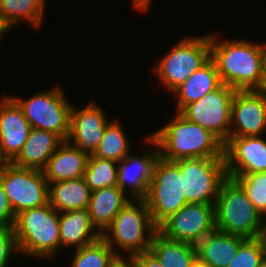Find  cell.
<instances>
[{
  "mask_svg": "<svg viewBox=\"0 0 266 267\" xmlns=\"http://www.w3.org/2000/svg\"><path fill=\"white\" fill-rule=\"evenodd\" d=\"M210 34V58L221 83L236 90H265L266 74L261 44L246 40L216 41Z\"/></svg>",
  "mask_w": 266,
  "mask_h": 267,
  "instance_id": "1",
  "label": "cell"
},
{
  "mask_svg": "<svg viewBox=\"0 0 266 267\" xmlns=\"http://www.w3.org/2000/svg\"><path fill=\"white\" fill-rule=\"evenodd\" d=\"M146 141L158 148L159 156L167 161L224 157V144L215 135L178 112Z\"/></svg>",
  "mask_w": 266,
  "mask_h": 267,
  "instance_id": "2",
  "label": "cell"
},
{
  "mask_svg": "<svg viewBox=\"0 0 266 267\" xmlns=\"http://www.w3.org/2000/svg\"><path fill=\"white\" fill-rule=\"evenodd\" d=\"M59 212L49 202L16 214L13 225L18 252L52 258L60 249Z\"/></svg>",
  "mask_w": 266,
  "mask_h": 267,
  "instance_id": "3",
  "label": "cell"
},
{
  "mask_svg": "<svg viewBox=\"0 0 266 267\" xmlns=\"http://www.w3.org/2000/svg\"><path fill=\"white\" fill-rule=\"evenodd\" d=\"M157 232L158 227L153 223L145 200L130 199L101 237L119 258L124 256L117 253V248L128 251L130 258L135 254L150 251L153 237Z\"/></svg>",
  "mask_w": 266,
  "mask_h": 267,
  "instance_id": "4",
  "label": "cell"
},
{
  "mask_svg": "<svg viewBox=\"0 0 266 267\" xmlns=\"http://www.w3.org/2000/svg\"><path fill=\"white\" fill-rule=\"evenodd\" d=\"M215 224L220 232L257 238L262 228V214L249 200L241 185L227 177L220 186L214 204Z\"/></svg>",
  "mask_w": 266,
  "mask_h": 267,
  "instance_id": "5",
  "label": "cell"
},
{
  "mask_svg": "<svg viewBox=\"0 0 266 267\" xmlns=\"http://www.w3.org/2000/svg\"><path fill=\"white\" fill-rule=\"evenodd\" d=\"M210 59V35L184 38L161 57L154 72L171 93Z\"/></svg>",
  "mask_w": 266,
  "mask_h": 267,
  "instance_id": "6",
  "label": "cell"
},
{
  "mask_svg": "<svg viewBox=\"0 0 266 267\" xmlns=\"http://www.w3.org/2000/svg\"><path fill=\"white\" fill-rule=\"evenodd\" d=\"M143 199L157 227L187 204L182 192L180 169L173 161L164 160L159 156Z\"/></svg>",
  "mask_w": 266,
  "mask_h": 267,
  "instance_id": "7",
  "label": "cell"
},
{
  "mask_svg": "<svg viewBox=\"0 0 266 267\" xmlns=\"http://www.w3.org/2000/svg\"><path fill=\"white\" fill-rule=\"evenodd\" d=\"M173 162L180 169L185 201L215 204L220 186L227 178L224 157L188 158Z\"/></svg>",
  "mask_w": 266,
  "mask_h": 267,
  "instance_id": "8",
  "label": "cell"
},
{
  "mask_svg": "<svg viewBox=\"0 0 266 267\" xmlns=\"http://www.w3.org/2000/svg\"><path fill=\"white\" fill-rule=\"evenodd\" d=\"M63 92L56 86L29 99L10 97L21 108L31 128L53 132L63 141H67L72 104L68 102Z\"/></svg>",
  "mask_w": 266,
  "mask_h": 267,
  "instance_id": "9",
  "label": "cell"
},
{
  "mask_svg": "<svg viewBox=\"0 0 266 267\" xmlns=\"http://www.w3.org/2000/svg\"><path fill=\"white\" fill-rule=\"evenodd\" d=\"M0 182L15 215L49 202L48 183L43 171L2 163Z\"/></svg>",
  "mask_w": 266,
  "mask_h": 267,
  "instance_id": "10",
  "label": "cell"
},
{
  "mask_svg": "<svg viewBox=\"0 0 266 267\" xmlns=\"http://www.w3.org/2000/svg\"><path fill=\"white\" fill-rule=\"evenodd\" d=\"M236 89L223 83L201 99L184 106L178 113L186 120L199 124L223 144L229 139L232 98Z\"/></svg>",
  "mask_w": 266,
  "mask_h": 267,
  "instance_id": "11",
  "label": "cell"
},
{
  "mask_svg": "<svg viewBox=\"0 0 266 267\" xmlns=\"http://www.w3.org/2000/svg\"><path fill=\"white\" fill-rule=\"evenodd\" d=\"M265 132L266 91L236 90L232 98L229 137L261 136Z\"/></svg>",
  "mask_w": 266,
  "mask_h": 267,
  "instance_id": "12",
  "label": "cell"
},
{
  "mask_svg": "<svg viewBox=\"0 0 266 267\" xmlns=\"http://www.w3.org/2000/svg\"><path fill=\"white\" fill-rule=\"evenodd\" d=\"M227 175L266 172V139L261 136L229 137L224 144Z\"/></svg>",
  "mask_w": 266,
  "mask_h": 267,
  "instance_id": "13",
  "label": "cell"
},
{
  "mask_svg": "<svg viewBox=\"0 0 266 267\" xmlns=\"http://www.w3.org/2000/svg\"><path fill=\"white\" fill-rule=\"evenodd\" d=\"M214 225V204L187 203L166 219L158 227V232L168 240L187 242Z\"/></svg>",
  "mask_w": 266,
  "mask_h": 267,
  "instance_id": "14",
  "label": "cell"
},
{
  "mask_svg": "<svg viewBox=\"0 0 266 267\" xmlns=\"http://www.w3.org/2000/svg\"><path fill=\"white\" fill-rule=\"evenodd\" d=\"M100 105L90 102L78 110L72 105L70 133L67 141L80 150L93 154L100 144L105 128L110 122ZM74 140V141H73Z\"/></svg>",
  "mask_w": 266,
  "mask_h": 267,
  "instance_id": "15",
  "label": "cell"
},
{
  "mask_svg": "<svg viewBox=\"0 0 266 267\" xmlns=\"http://www.w3.org/2000/svg\"><path fill=\"white\" fill-rule=\"evenodd\" d=\"M31 126L21 108L9 96L0 101V160L11 163L21 152Z\"/></svg>",
  "mask_w": 266,
  "mask_h": 267,
  "instance_id": "16",
  "label": "cell"
},
{
  "mask_svg": "<svg viewBox=\"0 0 266 267\" xmlns=\"http://www.w3.org/2000/svg\"><path fill=\"white\" fill-rule=\"evenodd\" d=\"M158 158L159 149L153 153L145 151L142 157L132 156L130 153L119 162L118 186L126 193L128 185L132 199H143L147 194L153 167Z\"/></svg>",
  "mask_w": 266,
  "mask_h": 267,
  "instance_id": "17",
  "label": "cell"
},
{
  "mask_svg": "<svg viewBox=\"0 0 266 267\" xmlns=\"http://www.w3.org/2000/svg\"><path fill=\"white\" fill-rule=\"evenodd\" d=\"M90 154L63 141L49 158L43 170L47 183L84 177Z\"/></svg>",
  "mask_w": 266,
  "mask_h": 267,
  "instance_id": "18",
  "label": "cell"
},
{
  "mask_svg": "<svg viewBox=\"0 0 266 267\" xmlns=\"http://www.w3.org/2000/svg\"><path fill=\"white\" fill-rule=\"evenodd\" d=\"M62 142L53 132L31 128L21 152L11 163L20 168L43 171Z\"/></svg>",
  "mask_w": 266,
  "mask_h": 267,
  "instance_id": "19",
  "label": "cell"
},
{
  "mask_svg": "<svg viewBox=\"0 0 266 267\" xmlns=\"http://www.w3.org/2000/svg\"><path fill=\"white\" fill-rule=\"evenodd\" d=\"M119 186L92 191L88 213L93 226L102 233L110 226L115 216L131 199Z\"/></svg>",
  "mask_w": 266,
  "mask_h": 267,
  "instance_id": "20",
  "label": "cell"
},
{
  "mask_svg": "<svg viewBox=\"0 0 266 267\" xmlns=\"http://www.w3.org/2000/svg\"><path fill=\"white\" fill-rule=\"evenodd\" d=\"M59 222L60 247L75 246V249H79L101 237L98 230H95L87 209L61 212Z\"/></svg>",
  "mask_w": 266,
  "mask_h": 267,
  "instance_id": "21",
  "label": "cell"
},
{
  "mask_svg": "<svg viewBox=\"0 0 266 267\" xmlns=\"http://www.w3.org/2000/svg\"><path fill=\"white\" fill-rule=\"evenodd\" d=\"M215 62L210 58L172 93L178 99L177 112L184 106L201 99L221 85Z\"/></svg>",
  "mask_w": 266,
  "mask_h": 267,
  "instance_id": "22",
  "label": "cell"
},
{
  "mask_svg": "<svg viewBox=\"0 0 266 267\" xmlns=\"http://www.w3.org/2000/svg\"><path fill=\"white\" fill-rule=\"evenodd\" d=\"M91 194L84 177L48 184L49 204L59 213L87 209Z\"/></svg>",
  "mask_w": 266,
  "mask_h": 267,
  "instance_id": "23",
  "label": "cell"
},
{
  "mask_svg": "<svg viewBox=\"0 0 266 267\" xmlns=\"http://www.w3.org/2000/svg\"><path fill=\"white\" fill-rule=\"evenodd\" d=\"M45 4V0H0V14L9 29L20 21L41 27Z\"/></svg>",
  "mask_w": 266,
  "mask_h": 267,
  "instance_id": "24",
  "label": "cell"
},
{
  "mask_svg": "<svg viewBox=\"0 0 266 267\" xmlns=\"http://www.w3.org/2000/svg\"><path fill=\"white\" fill-rule=\"evenodd\" d=\"M150 251L165 267H191L196 258L186 242L168 240L159 232L153 237Z\"/></svg>",
  "mask_w": 266,
  "mask_h": 267,
  "instance_id": "25",
  "label": "cell"
},
{
  "mask_svg": "<svg viewBox=\"0 0 266 267\" xmlns=\"http://www.w3.org/2000/svg\"><path fill=\"white\" fill-rule=\"evenodd\" d=\"M245 239L242 236L219 231L198 258L211 267H227Z\"/></svg>",
  "mask_w": 266,
  "mask_h": 267,
  "instance_id": "26",
  "label": "cell"
},
{
  "mask_svg": "<svg viewBox=\"0 0 266 267\" xmlns=\"http://www.w3.org/2000/svg\"><path fill=\"white\" fill-rule=\"evenodd\" d=\"M126 136L119 119L111 120L105 128L99 146L92 155L119 163L130 154L129 142Z\"/></svg>",
  "mask_w": 266,
  "mask_h": 267,
  "instance_id": "27",
  "label": "cell"
},
{
  "mask_svg": "<svg viewBox=\"0 0 266 267\" xmlns=\"http://www.w3.org/2000/svg\"><path fill=\"white\" fill-rule=\"evenodd\" d=\"M118 259L112 248L100 237L89 245L75 249L71 267H112Z\"/></svg>",
  "mask_w": 266,
  "mask_h": 267,
  "instance_id": "28",
  "label": "cell"
},
{
  "mask_svg": "<svg viewBox=\"0 0 266 267\" xmlns=\"http://www.w3.org/2000/svg\"><path fill=\"white\" fill-rule=\"evenodd\" d=\"M117 165L119 163L114 160L95 157L91 154L84 174V179L90 190L96 191L105 187L118 186Z\"/></svg>",
  "mask_w": 266,
  "mask_h": 267,
  "instance_id": "29",
  "label": "cell"
},
{
  "mask_svg": "<svg viewBox=\"0 0 266 267\" xmlns=\"http://www.w3.org/2000/svg\"><path fill=\"white\" fill-rule=\"evenodd\" d=\"M227 177L235 179L241 185L249 200L262 215L266 213V172Z\"/></svg>",
  "mask_w": 266,
  "mask_h": 267,
  "instance_id": "30",
  "label": "cell"
},
{
  "mask_svg": "<svg viewBox=\"0 0 266 267\" xmlns=\"http://www.w3.org/2000/svg\"><path fill=\"white\" fill-rule=\"evenodd\" d=\"M266 244L259 238H246L227 267H260Z\"/></svg>",
  "mask_w": 266,
  "mask_h": 267,
  "instance_id": "31",
  "label": "cell"
},
{
  "mask_svg": "<svg viewBox=\"0 0 266 267\" xmlns=\"http://www.w3.org/2000/svg\"><path fill=\"white\" fill-rule=\"evenodd\" d=\"M12 251H19L13 227L0 226V267H7Z\"/></svg>",
  "mask_w": 266,
  "mask_h": 267,
  "instance_id": "32",
  "label": "cell"
},
{
  "mask_svg": "<svg viewBox=\"0 0 266 267\" xmlns=\"http://www.w3.org/2000/svg\"><path fill=\"white\" fill-rule=\"evenodd\" d=\"M218 232L219 229L216 224L205 231L199 232L186 242L188 249L195 257H199L210 245V242Z\"/></svg>",
  "mask_w": 266,
  "mask_h": 267,
  "instance_id": "33",
  "label": "cell"
},
{
  "mask_svg": "<svg viewBox=\"0 0 266 267\" xmlns=\"http://www.w3.org/2000/svg\"><path fill=\"white\" fill-rule=\"evenodd\" d=\"M14 211L0 182V226L13 227L15 221Z\"/></svg>",
  "mask_w": 266,
  "mask_h": 267,
  "instance_id": "34",
  "label": "cell"
},
{
  "mask_svg": "<svg viewBox=\"0 0 266 267\" xmlns=\"http://www.w3.org/2000/svg\"><path fill=\"white\" fill-rule=\"evenodd\" d=\"M135 267H165L151 251L135 254L129 258Z\"/></svg>",
  "mask_w": 266,
  "mask_h": 267,
  "instance_id": "35",
  "label": "cell"
},
{
  "mask_svg": "<svg viewBox=\"0 0 266 267\" xmlns=\"http://www.w3.org/2000/svg\"><path fill=\"white\" fill-rule=\"evenodd\" d=\"M133 6L137 10L147 11L150 7V0H132Z\"/></svg>",
  "mask_w": 266,
  "mask_h": 267,
  "instance_id": "36",
  "label": "cell"
},
{
  "mask_svg": "<svg viewBox=\"0 0 266 267\" xmlns=\"http://www.w3.org/2000/svg\"><path fill=\"white\" fill-rule=\"evenodd\" d=\"M112 267H135L132 261L128 258H119Z\"/></svg>",
  "mask_w": 266,
  "mask_h": 267,
  "instance_id": "37",
  "label": "cell"
},
{
  "mask_svg": "<svg viewBox=\"0 0 266 267\" xmlns=\"http://www.w3.org/2000/svg\"><path fill=\"white\" fill-rule=\"evenodd\" d=\"M264 215H266V213L262 215V228L259 238L266 244V219Z\"/></svg>",
  "mask_w": 266,
  "mask_h": 267,
  "instance_id": "38",
  "label": "cell"
},
{
  "mask_svg": "<svg viewBox=\"0 0 266 267\" xmlns=\"http://www.w3.org/2000/svg\"><path fill=\"white\" fill-rule=\"evenodd\" d=\"M191 267H211V266L207 264L206 262H203L202 260H200L198 257H196L193 263L191 264Z\"/></svg>",
  "mask_w": 266,
  "mask_h": 267,
  "instance_id": "39",
  "label": "cell"
},
{
  "mask_svg": "<svg viewBox=\"0 0 266 267\" xmlns=\"http://www.w3.org/2000/svg\"><path fill=\"white\" fill-rule=\"evenodd\" d=\"M10 29L3 22V19L0 14V36H3L4 33L8 32Z\"/></svg>",
  "mask_w": 266,
  "mask_h": 267,
  "instance_id": "40",
  "label": "cell"
},
{
  "mask_svg": "<svg viewBox=\"0 0 266 267\" xmlns=\"http://www.w3.org/2000/svg\"><path fill=\"white\" fill-rule=\"evenodd\" d=\"M262 51H263V59H264V68H265V74H266V44H261Z\"/></svg>",
  "mask_w": 266,
  "mask_h": 267,
  "instance_id": "41",
  "label": "cell"
},
{
  "mask_svg": "<svg viewBox=\"0 0 266 267\" xmlns=\"http://www.w3.org/2000/svg\"><path fill=\"white\" fill-rule=\"evenodd\" d=\"M260 267H266V254H265V256L262 259V262H261Z\"/></svg>",
  "mask_w": 266,
  "mask_h": 267,
  "instance_id": "42",
  "label": "cell"
}]
</instances>
